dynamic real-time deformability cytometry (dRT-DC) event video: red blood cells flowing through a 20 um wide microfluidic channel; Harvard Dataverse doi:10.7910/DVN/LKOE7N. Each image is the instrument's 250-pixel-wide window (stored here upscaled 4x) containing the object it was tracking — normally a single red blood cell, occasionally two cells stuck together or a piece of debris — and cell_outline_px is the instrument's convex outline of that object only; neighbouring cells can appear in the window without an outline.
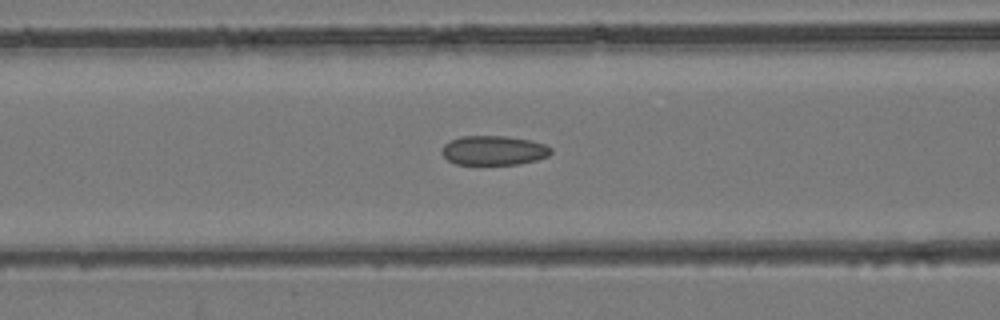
{"species": "common noctule bat (a hibernating species)", "species_latin": "Nyctalus noctula", "temperature_condition": "room temperature", "stored_images_in_passage": 42, "camera_frame_rate_fps": 3000, "um_per_image_px": 0.085, "animal": {"sex": "female", "body_mass_g": 24.6, "forearm_length_mm": 56.2}, "frame": {"image": 1, "passage_image": 16, "time_ms": 5.0, "image_size_px": [1000, 320], "cell_outline_px": [[552, 152], [548, 156], [536, 160], [520, 164], [456, 164], [448, 160], [440, 152], [444, 144], [448, 140], [460, 136], [508, 136], [528, 140], [544, 144], [552, 148]], "centroid_in_image_um": [41.94, 12.78], "position_along_channel_um": 124.7, "area_um2": 18.79}}
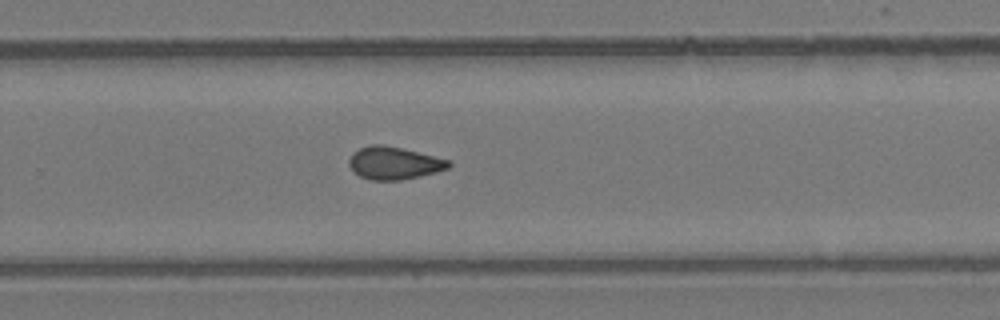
{"frame": {"image": 2, "passage_image": 27, "time_ms": 8.667, "image_size_px": [1000, 320], "cell_outline_px": [[452, 164], [448, 168], [436, 172], [420, 176], [400, 180], [368, 180], [360, 176], [348, 164], [348, 160], [360, 148], [372, 144], [384, 144], [448, 160]], "centroid_in_image_um": [33.48, 13.87], "position_along_channel_um": 296.3, "area_um2": 18.55}}
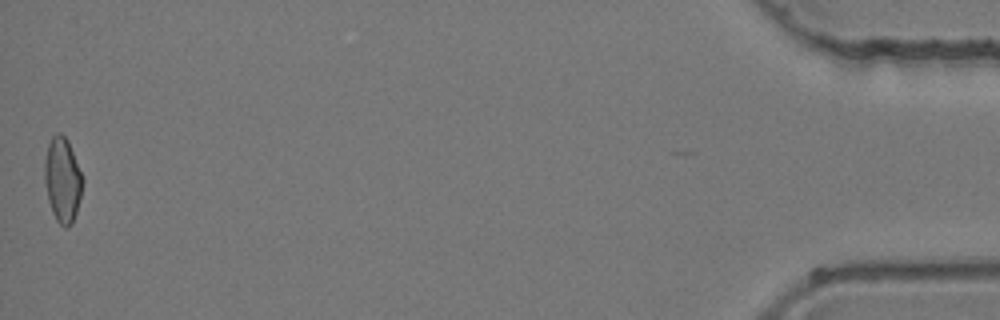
{"frame": {"image": 3, "passage_image": 42, "time_ms": 13.667, "image_size_px": [1000, 320], "cell_outline_px": [[84, 180], [76, 212], [72, 224], [68, 228], [64, 228], [56, 220], [52, 212], [48, 200], [44, 180], [44, 160], [48, 144], [52, 136], [56, 132], [60, 132], [68, 140], [84, 176]], "centroid_in_image_um": [5.32, 15.27], "position_along_channel_um": 429.9, "area_um2": 19.13}}